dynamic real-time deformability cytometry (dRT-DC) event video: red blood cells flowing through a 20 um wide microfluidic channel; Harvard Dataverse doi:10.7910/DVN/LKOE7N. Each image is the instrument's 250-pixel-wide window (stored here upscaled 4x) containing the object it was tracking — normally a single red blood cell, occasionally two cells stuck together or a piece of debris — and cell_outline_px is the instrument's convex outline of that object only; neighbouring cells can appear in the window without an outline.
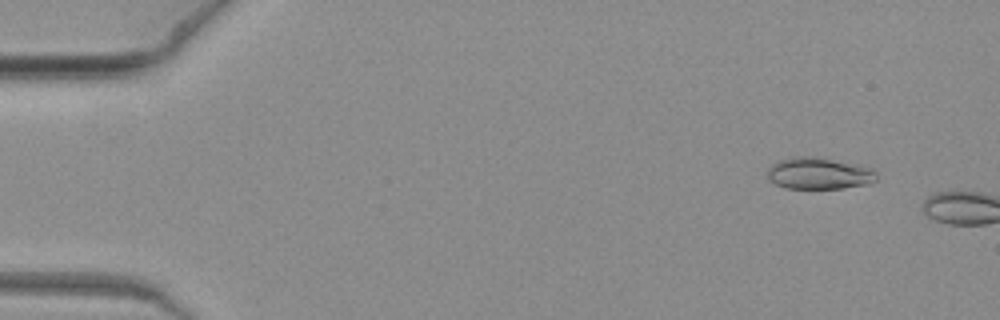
{"species": "common noctule bat (a hibernating species)", "species_latin": "Nyctalus noctula", "temperature_condition": "warm", "stored_images_in_passage": 3, "camera_frame_rate_fps": 3000, "um_per_image_px": 0.085, "animal": {"sex": "female", "body_mass_g": 19.3, "forearm_length_mm": 54.1}, "frame": {"image": 1, "passage_image": 2, "time_ms": 0.333, "image_size_px": [1000, 320], "cell_outline_px": [[876, 180], [864, 184], [844, 188], [788, 188], [776, 184], [768, 176], [768, 168], [772, 164], [780, 160], [800, 156], [808, 156], [856, 164], [872, 168], [876, 172]], "centroid_in_image_um": [69.62, 14.74], "position_along_channel_um": 15.4, "area_um2": 19.65}}